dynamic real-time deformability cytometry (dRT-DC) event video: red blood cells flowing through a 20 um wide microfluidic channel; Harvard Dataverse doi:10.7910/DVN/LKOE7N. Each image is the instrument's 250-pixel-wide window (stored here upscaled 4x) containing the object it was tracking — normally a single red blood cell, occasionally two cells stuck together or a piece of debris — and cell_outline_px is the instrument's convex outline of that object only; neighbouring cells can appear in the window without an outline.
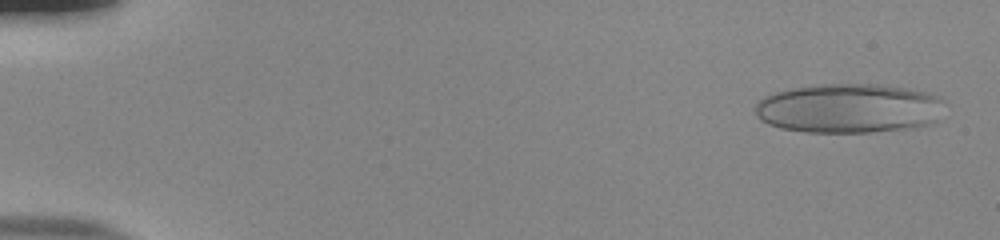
{"species": "human", "species_latin": "Homo sapiens", "temperature_condition": "room temperature", "stored_images_in_passage": 53, "camera_frame_rate_fps": 3000, "um_per_image_px": 0.085, "donor": {"sex": "male"}, "frame": {"image": 1, "passage_image": 2, "time_ms": 0.333, "image_size_px": [1000, 240], "cell_outline_px": [[944, 100], [936, 120], [916, 128], [872, 132], [804, 132], [780, 128], [768, 124], [760, 120], [756, 116], [756, 104], [764, 96], [776, 92], [792, 88], [824, 84], [876, 84], [908, 88], [940, 96]], "centroid_in_image_um": [72.14, 9.21], "position_along_channel_um": 12.9, "area_um2": 54.62}}
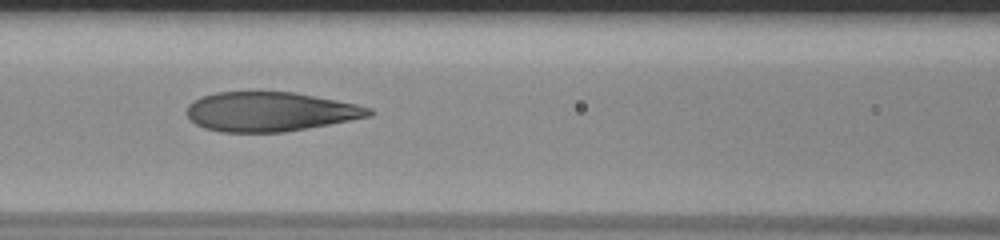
{"frame": {"image": 2, "passage_image": 24, "time_ms": 7.667, "image_size_px": [1000, 240], "cell_outline_px": [[376, 112], [372, 116], [284, 132], [220, 132], [204, 128], [196, 124], [188, 116], [188, 104], [200, 96], [216, 92], [292, 92], [336, 100], [356, 104], [372, 108]], "centroid_in_image_um": [22.96, 9.49], "position_along_channel_um": 143.6, "area_um2": 41.67}}
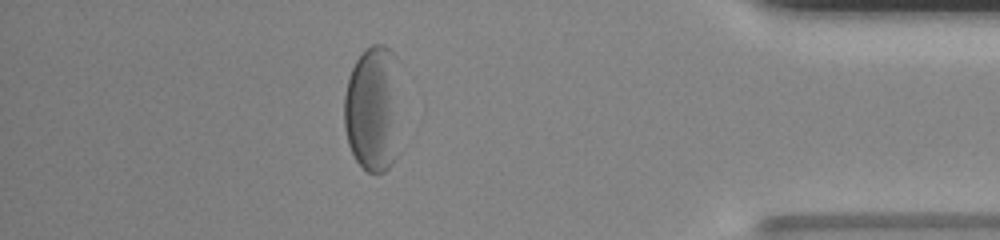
{"frame": {"image": 3, "passage_image": 47, "time_ms": 15.333, "image_size_px": [1000, 240], "cell_outline_px": [[396, 156], [392, 164], [384, 172], [368, 172], [356, 160], [348, 144], [344, 128], [344, 96], [348, 76], [356, 60], [364, 48], [372, 44], [384, 44], [396, 56]], "centroid_in_image_um": [31.63, 9.22], "position_along_channel_um": 403.6, "area_um2": 40.98}, "authors_computed_cell_mechanics": {"area_um2": 44.2748, "velocity_mm_per_s": 3.811, "shape_relaxation_time_tau1_ms": 8.832, "shape_relaxation_time_tau2_ms": 0.8452, "deformation_change_tau1": 0.3309, "deformation_change_tau2": 0.0843}}